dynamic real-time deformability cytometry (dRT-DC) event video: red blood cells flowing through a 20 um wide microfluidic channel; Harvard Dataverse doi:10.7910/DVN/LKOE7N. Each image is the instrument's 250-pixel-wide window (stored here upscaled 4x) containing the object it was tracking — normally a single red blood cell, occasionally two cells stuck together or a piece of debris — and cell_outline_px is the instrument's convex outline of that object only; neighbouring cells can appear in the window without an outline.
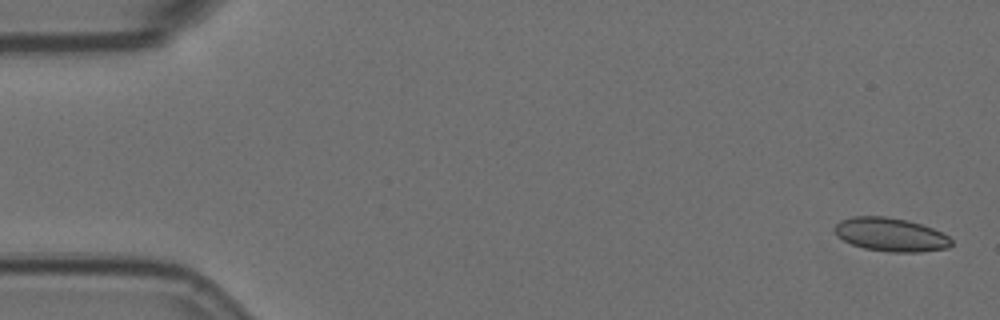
{"species": "Egyptian fruit bat (a non-hibernating species)", "species_latin": "Rousettus aegyptiacus", "temperature_condition": "room temperature", "stored_images_in_passage": 6, "camera_frame_rate_fps": 3000, "um_per_image_px": 0.085, "animal": {"sex": "female"}, "frame": {"image": 1, "passage_image": 1, "time_ms": 0.0, "image_size_px": [1000, 320], "cell_outline_px": [[952, 244], [948, 248], [920, 252], [888, 252], [864, 248], [852, 244], [844, 240], [836, 232], [836, 224], [840, 220], [852, 216], [884, 216], [908, 220], [932, 228], [948, 236], [952, 240]], "centroid_in_image_um": [75.73, 19.94], "position_along_channel_um": 9.3, "area_um2": 22.66}}
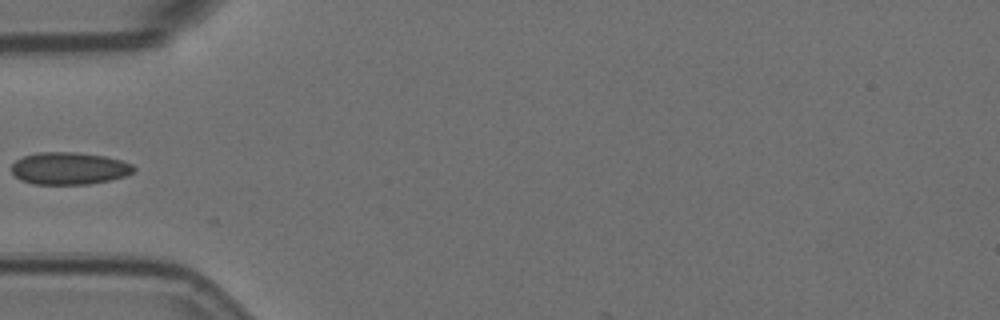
{"frame": {"image": 2, "passage_image": 5, "time_ms": 1.333, "image_size_px": [1000, 320], "cell_outline_px": [[136, 168], [128, 176], [112, 180], [88, 184], [32, 184], [20, 180], [12, 172], [12, 164], [16, 160], [24, 156], [36, 152], [76, 152], [104, 156], [120, 160], [132, 164]], "centroid_in_image_um": [5.89, 14.31], "position_along_channel_um": 79.1, "area_um2": 23.12}}
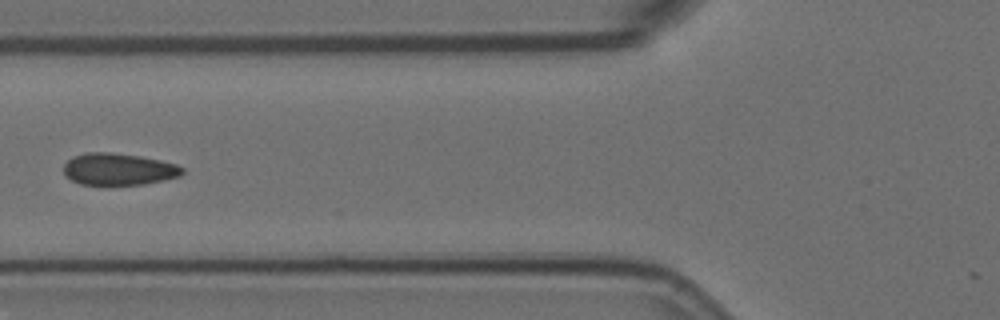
{"frame": {"image": 3, "passage_image": 6, "time_ms": 1.667, "image_size_px": [1000, 320], "cell_outline_px": [[184, 172], [180, 176], [144, 184], [80, 184], [72, 180], [64, 172], [64, 164], [72, 156], [84, 152], [108, 152], [140, 156], [160, 160], [176, 164], [184, 168]], "centroid_in_image_um": [10.08, 14.36], "position_along_channel_um": 115.7, "area_um2": 21.91}}